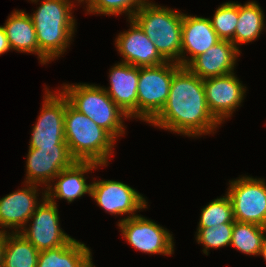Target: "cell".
I'll return each instance as SVG.
<instances>
[{"label": "cell", "mask_w": 266, "mask_h": 267, "mask_svg": "<svg viewBox=\"0 0 266 267\" xmlns=\"http://www.w3.org/2000/svg\"><path fill=\"white\" fill-rule=\"evenodd\" d=\"M45 87L42 108L31 132L29 148L67 145L64 133L65 95ZM57 92V93H56Z\"/></svg>", "instance_id": "9c48e42d"}, {"label": "cell", "mask_w": 266, "mask_h": 267, "mask_svg": "<svg viewBox=\"0 0 266 267\" xmlns=\"http://www.w3.org/2000/svg\"><path fill=\"white\" fill-rule=\"evenodd\" d=\"M239 18V3L228 1L221 4L210 18L212 27L221 40L235 45V29Z\"/></svg>", "instance_id": "d4e9b609"}, {"label": "cell", "mask_w": 266, "mask_h": 267, "mask_svg": "<svg viewBox=\"0 0 266 267\" xmlns=\"http://www.w3.org/2000/svg\"><path fill=\"white\" fill-rule=\"evenodd\" d=\"M263 228L266 230V220H265V223L263 225Z\"/></svg>", "instance_id": "d6a6232c"}, {"label": "cell", "mask_w": 266, "mask_h": 267, "mask_svg": "<svg viewBox=\"0 0 266 267\" xmlns=\"http://www.w3.org/2000/svg\"><path fill=\"white\" fill-rule=\"evenodd\" d=\"M60 88L75 109L106 130L116 141L118 137L125 135L126 126L123 122L129 117L102 86L76 83L63 84Z\"/></svg>", "instance_id": "5b68a950"}, {"label": "cell", "mask_w": 266, "mask_h": 267, "mask_svg": "<svg viewBox=\"0 0 266 267\" xmlns=\"http://www.w3.org/2000/svg\"><path fill=\"white\" fill-rule=\"evenodd\" d=\"M203 86L208 109L220 124L241 106L247 91L234 72L203 79Z\"/></svg>", "instance_id": "7c38bea8"}, {"label": "cell", "mask_w": 266, "mask_h": 267, "mask_svg": "<svg viewBox=\"0 0 266 267\" xmlns=\"http://www.w3.org/2000/svg\"><path fill=\"white\" fill-rule=\"evenodd\" d=\"M234 223L217 224L210 227H198L196 241L203 245V253L208 256V251L230 246Z\"/></svg>", "instance_id": "4316f807"}, {"label": "cell", "mask_w": 266, "mask_h": 267, "mask_svg": "<svg viewBox=\"0 0 266 267\" xmlns=\"http://www.w3.org/2000/svg\"><path fill=\"white\" fill-rule=\"evenodd\" d=\"M122 237L137 251L148 254H174V238L169 230L155 221L136 215L122 218L118 225Z\"/></svg>", "instance_id": "ba28073f"}, {"label": "cell", "mask_w": 266, "mask_h": 267, "mask_svg": "<svg viewBox=\"0 0 266 267\" xmlns=\"http://www.w3.org/2000/svg\"><path fill=\"white\" fill-rule=\"evenodd\" d=\"M57 206V202L53 203L46 197L31 215L29 225L20 231L38 251L66 245L72 239L60 227Z\"/></svg>", "instance_id": "30bf717a"}, {"label": "cell", "mask_w": 266, "mask_h": 267, "mask_svg": "<svg viewBox=\"0 0 266 267\" xmlns=\"http://www.w3.org/2000/svg\"><path fill=\"white\" fill-rule=\"evenodd\" d=\"M265 237L262 226L234 221L230 245L243 254L259 256Z\"/></svg>", "instance_id": "cb8c5ba5"}, {"label": "cell", "mask_w": 266, "mask_h": 267, "mask_svg": "<svg viewBox=\"0 0 266 267\" xmlns=\"http://www.w3.org/2000/svg\"><path fill=\"white\" fill-rule=\"evenodd\" d=\"M76 1H77L76 3H79V4L83 3L84 4V2H86L87 0H76Z\"/></svg>", "instance_id": "1f68e13d"}, {"label": "cell", "mask_w": 266, "mask_h": 267, "mask_svg": "<svg viewBox=\"0 0 266 267\" xmlns=\"http://www.w3.org/2000/svg\"><path fill=\"white\" fill-rule=\"evenodd\" d=\"M64 133L69 152L76 161H92L108 166L116 140L88 116L75 109L66 96Z\"/></svg>", "instance_id": "3957f363"}, {"label": "cell", "mask_w": 266, "mask_h": 267, "mask_svg": "<svg viewBox=\"0 0 266 267\" xmlns=\"http://www.w3.org/2000/svg\"><path fill=\"white\" fill-rule=\"evenodd\" d=\"M91 197L97 205L111 215H125L131 218L137 212L147 208V200L129 185L115 180H94Z\"/></svg>", "instance_id": "8fae6325"}, {"label": "cell", "mask_w": 266, "mask_h": 267, "mask_svg": "<svg viewBox=\"0 0 266 267\" xmlns=\"http://www.w3.org/2000/svg\"><path fill=\"white\" fill-rule=\"evenodd\" d=\"M130 28L120 32L115 39V47L123 59L122 63L136 67L156 66L166 60L156 50L143 29L133 19H128Z\"/></svg>", "instance_id": "9a60e30c"}, {"label": "cell", "mask_w": 266, "mask_h": 267, "mask_svg": "<svg viewBox=\"0 0 266 267\" xmlns=\"http://www.w3.org/2000/svg\"><path fill=\"white\" fill-rule=\"evenodd\" d=\"M221 39L212 27L210 18L184 14L182 22L181 66L186 67L196 56L205 53ZM190 57H188V55Z\"/></svg>", "instance_id": "ac0fdd59"}, {"label": "cell", "mask_w": 266, "mask_h": 267, "mask_svg": "<svg viewBox=\"0 0 266 267\" xmlns=\"http://www.w3.org/2000/svg\"><path fill=\"white\" fill-rule=\"evenodd\" d=\"M30 1L37 3L40 0ZM74 3L71 0H42L37 10L29 14L36 31L42 65L60 57L71 45L77 29L72 15Z\"/></svg>", "instance_id": "7a4b0ae2"}, {"label": "cell", "mask_w": 266, "mask_h": 267, "mask_svg": "<svg viewBox=\"0 0 266 267\" xmlns=\"http://www.w3.org/2000/svg\"><path fill=\"white\" fill-rule=\"evenodd\" d=\"M147 0H87L86 13L100 15H115L126 14L127 19L133 18L135 12Z\"/></svg>", "instance_id": "484cf974"}, {"label": "cell", "mask_w": 266, "mask_h": 267, "mask_svg": "<svg viewBox=\"0 0 266 267\" xmlns=\"http://www.w3.org/2000/svg\"><path fill=\"white\" fill-rule=\"evenodd\" d=\"M264 12L257 1L239 3V18L235 29V47L255 41L265 27ZM266 30V29H265Z\"/></svg>", "instance_id": "7402d4cb"}, {"label": "cell", "mask_w": 266, "mask_h": 267, "mask_svg": "<svg viewBox=\"0 0 266 267\" xmlns=\"http://www.w3.org/2000/svg\"><path fill=\"white\" fill-rule=\"evenodd\" d=\"M110 86L103 89L130 118L137 119L139 67L118 62L109 71Z\"/></svg>", "instance_id": "e0dca14e"}, {"label": "cell", "mask_w": 266, "mask_h": 267, "mask_svg": "<svg viewBox=\"0 0 266 267\" xmlns=\"http://www.w3.org/2000/svg\"><path fill=\"white\" fill-rule=\"evenodd\" d=\"M240 51L228 40H221L205 53L196 56L186 67L201 79L234 72Z\"/></svg>", "instance_id": "d6986e66"}, {"label": "cell", "mask_w": 266, "mask_h": 267, "mask_svg": "<svg viewBox=\"0 0 266 267\" xmlns=\"http://www.w3.org/2000/svg\"><path fill=\"white\" fill-rule=\"evenodd\" d=\"M39 253L20 232H6L3 267H36Z\"/></svg>", "instance_id": "603a6c76"}, {"label": "cell", "mask_w": 266, "mask_h": 267, "mask_svg": "<svg viewBox=\"0 0 266 267\" xmlns=\"http://www.w3.org/2000/svg\"><path fill=\"white\" fill-rule=\"evenodd\" d=\"M26 185L2 198H0V232L11 229L12 233L20 232L29 223L31 215L46 198V189L42 192V199L38 201L39 185L23 183Z\"/></svg>", "instance_id": "5bb4252c"}, {"label": "cell", "mask_w": 266, "mask_h": 267, "mask_svg": "<svg viewBox=\"0 0 266 267\" xmlns=\"http://www.w3.org/2000/svg\"><path fill=\"white\" fill-rule=\"evenodd\" d=\"M102 165L92 161H75L70 167L63 169L46 188V197L55 203V199H65L68 204L85 194L91 196L92 183H87L84 174L96 170ZM56 181V183H55ZM54 186V187H53Z\"/></svg>", "instance_id": "2e32d148"}, {"label": "cell", "mask_w": 266, "mask_h": 267, "mask_svg": "<svg viewBox=\"0 0 266 267\" xmlns=\"http://www.w3.org/2000/svg\"><path fill=\"white\" fill-rule=\"evenodd\" d=\"M149 124L193 138L214 134L221 125L208 109L203 79L182 66L173 74L165 106Z\"/></svg>", "instance_id": "6da1fadb"}, {"label": "cell", "mask_w": 266, "mask_h": 267, "mask_svg": "<svg viewBox=\"0 0 266 267\" xmlns=\"http://www.w3.org/2000/svg\"><path fill=\"white\" fill-rule=\"evenodd\" d=\"M259 255H261L265 259V262H266V237L263 241L262 248H261Z\"/></svg>", "instance_id": "4dcf8cb0"}, {"label": "cell", "mask_w": 266, "mask_h": 267, "mask_svg": "<svg viewBox=\"0 0 266 267\" xmlns=\"http://www.w3.org/2000/svg\"><path fill=\"white\" fill-rule=\"evenodd\" d=\"M36 267H95L92 252L72 238L66 245L40 251Z\"/></svg>", "instance_id": "ffe728a7"}, {"label": "cell", "mask_w": 266, "mask_h": 267, "mask_svg": "<svg viewBox=\"0 0 266 267\" xmlns=\"http://www.w3.org/2000/svg\"><path fill=\"white\" fill-rule=\"evenodd\" d=\"M183 15L178 10L147 0L133 16L159 54L180 66Z\"/></svg>", "instance_id": "277c9868"}, {"label": "cell", "mask_w": 266, "mask_h": 267, "mask_svg": "<svg viewBox=\"0 0 266 267\" xmlns=\"http://www.w3.org/2000/svg\"><path fill=\"white\" fill-rule=\"evenodd\" d=\"M11 50L32 53L40 60V50L31 16L24 10H14L3 25Z\"/></svg>", "instance_id": "44dd1931"}, {"label": "cell", "mask_w": 266, "mask_h": 267, "mask_svg": "<svg viewBox=\"0 0 266 267\" xmlns=\"http://www.w3.org/2000/svg\"><path fill=\"white\" fill-rule=\"evenodd\" d=\"M232 203L234 220L264 225L266 220L265 179L242 176L229 181L226 192Z\"/></svg>", "instance_id": "52a82bcc"}, {"label": "cell", "mask_w": 266, "mask_h": 267, "mask_svg": "<svg viewBox=\"0 0 266 267\" xmlns=\"http://www.w3.org/2000/svg\"><path fill=\"white\" fill-rule=\"evenodd\" d=\"M181 66L166 61L160 65L139 67L137 118L150 123L165 106L173 74Z\"/></svg>", "instance_id": "8992f818"}, {"label": "cell", "mask_w": 266, "mask_h": 267, "mask_svg": "<svg viewBox=\"0 0 266 267\" xmlns=\"http://www.w3.org/2000/svg\"><path fill=\"white\" fill-rule=\"evenodd\" d=\"M6 233L0 232V267H3Z\"/></svg>", "instance_id": "f546056e"}, {"label": "cell", "mask_w": 266, "mask_h": 267, "mask_svg": "<svg viewBox=\"0 0 266 267\" xmlns=\"http://www.w3.org/2000/svg\"><path fill=\"white\" fill-rule=\"evenodd\" d=\"M75 161L67 145L29 148L24 182L44 185L46 189L63 169L70 167Z\"/></svg>", "instance_id": "4fadbf2b"}, {"label": "cell", "mask_w": 266, "mask_h": 267, "mask_svg": "<svg viewBox=\"0 0 266 267\" xmlns=\"http://www.w3.org/2000/svg\"><path fill=\"white\" fill-rule=\"evenodd\" d=\"M233 209L227 194L212 200L201 209L198 227H210L223 223H234Z\"/></svg>", "instance_id": "83f0119b"}, {"label": "cell", "mask_w": 266, "mask_h": 267, "mask_svg": "<svg viewBox=\"0 0 266 267\" xmlns=\"http://www.w3.org/2000/svg\"><path fill=\"white\" fill-rule=\"evenodd\" d=\"M11 50L4 27L0 26V55Z\"/></svg>", "instance_id": "f1b7e54d"}]
</instances>
